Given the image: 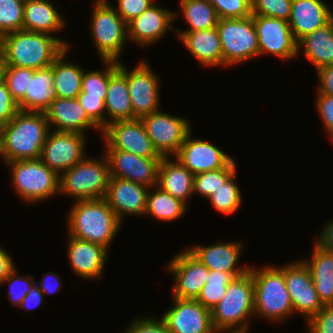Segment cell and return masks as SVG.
<instances>
[{"label":"cell","mask_w":333,"mask_h":333,"mask_svg":"<svg viewBox=\"0 0 333 333\" xmlns=\"http://www.w3.org/2000/svg\"><path fill=\"white\" fill-rule=\"evenodd\" d=\"M71 45L47 33L18 30L0 38L2 65L42 69Z\"/></svg>","instance_id":"cell-1"},{"label":"cell","mask_w":333,"mask_h":333,"mask_svg":"<svg viewBox=\"0 0 333 333\" xmlns=\"http://www.w3.org/2000/svg\"><path fill=\"white\" fill-rule=\"evenodd\" d=\"M50 128L45 112L19 110L1 128L5 163L40 159Z\"/></svg>","instance_id":"cell-2"},{"label":"cell","mask_w":333,"mask_h":333,"mask_svg":"<svg viewBox=\"0 0 333 333\" xmlns=\"http://www.w3.org/2000/svg\"><path fill=\"white\" fill-rule=\"evenodd\" d=\"M73 202L67 220L69 235L109 249L121 221L108 202L104 198Z\"/></svg>","instance_id":"cell-3"},{"label":"cell","mask_w":333,"mask_h":333,"mask_svg":"<svg viewBox=\"0 0 333 333\" xmlns=\"http://www.w3.org/2000/svg\"><path fill=\"white\" fill-rule=\"evenodd\" d=\"M254 284L250 271L235 277L225 296L211 311L217 333H247L249 317L254 313Z\"/></svg>","instance_id":"cell-4"},{"label":"cell","mask_w":333,"mask_h":333,"mask_svg":"<svg viewBox=\"0 0 333 333\" xmlns=\"http://www.w3.org/2000/svg\"><path fill=\"white\" fill-rule=\"evenodd\" d=\"M254 284V313L269 321H282L294 313L285 285V265L250 267Z\"/></svg>","instance_id":"cell-5"},{"label":"cell","mask_w":333,"mask_h":333,"mask_svg":"<svg viewBox=\"0 0 333 333\" xmlns=\"http://www.w3.org/2000/svg\"><path fill=\"white\" fill-rule=\"evenodd\" d=\"M103 159L85 157L60 175L59 193L78 200L102 199L110 180V165L105 153Z\"/></svg>","instance_id":"cell-6"},{"label":"cell","mask_w":333,"mask_h":333,"mask_svg":"<svg viewBox=\"0 0 333 333\" xmlns=\"http://www.w3.org/2000/svg\"><path fill=\"white\" fill-rule=\"evenodd\" d=\"M13 188L25 202H39L59 192L60 176L40 159L7 162Z\"/></svg>","instance_id":"cell-7"},{"label":"cell","mask_w":333,"mask_h":333,"mask_svg":"<svg viewBox=\"0 0 333 333\" xmlns=\"http://www.w3.org/2000/svg\"><path fill=\"white\" fill-rule=\"evenodd\" d=\"M93 43L102 61L119 62L128 40L127 23L107 0L95 1L91 19Z\"/></svg>","instance_id":"cell-8"},{"label":"cell","mask_w":333,"mask_h":333,"mask_svg":"<svg viewBox=\"0 0 333 333\" xmlns=\"http://www.w3.org/2000/svg\"><path fill=\"white\" fill-rule=\"evenodd\" d=\"M217 31L223 52V66H232L259 56L252 15L238 19H219Z\"/></svg>","instance_id":"cell-9"},{"label":"cell","mask_w":333,"mask_h":333,"mask_svg":"<svg viewBox=\"0 0 333 333\" xmlns=\"http://www.w3.org/2000/svg\"><path fill=\"white\" fill-rule=\"evenodd\" d=\"M155 149L162 157L176 155L191 132L189 120L161 111L141 118Z\"/></svg>","instance_id":"cell-10"},{"label":"cell","mask_w":333,"mask_h":333,"mask_svg":"<svg viewBox=\"0 0 333 333\" xmlns=\"http://www.w3.org/2000/svg\"><path fill=\"white\" fill-rule=\"evenodd\" d=\"M118 69L127 79L134 120L160 110L159 78L149 64L143 60L133 70L128 71L122 63L118 62Z\"/></svg>","instance_id":"cell-11"},{"label":"cell","mask_w":333,"mask_h":333,"mask_svg":"<svg viewBox=\"0 0 333 333\" xmlns=\"http://www.w3.org/2000/svg\"><path fill=\"white\" fill-rule=\"evenodd\" d=\"M106 150H122L146 158H162L141 119L115 121L101 131Z\"/></svg>","instance_id":"cell-12"},{"label":"cell","mask_w":333,"mask_h":333,"mask_svg":"<svg viewBox=\"0 0 333 333\" xmlns=\"http://www.w3.org/2000/svg\"><path fill=\"white\" fill-rule=\"evenodd\" d=\"M85 134L50 131L42 147L40 160L59 176L85 156Z\"/></svg>","instance_id":"cell-13"},{"label":"cell","mask_w":333,"mask_h":333,"mask_svg":"<svg viewBox=\"0 0 333 333\" xmlns=\"http://www.w3.org/2000/svg\"><path fill=\"white\" fill-rule=\"evenodd\" d=\"M252 16L258 37L259 56L268 52L288 61L298 55V42L288 21L258 14Z\"/></svg>","instance_id":"cell-14"},{"label":"cell","mask_w":333,"mask_h":333,"mask_svg":"<svg viewBox=\"0 0 333 333\" xmlns=\"http://www.w3.org/2000/svg\"><path fill=\"white\" fill-rule=\"evenodd\" d=\"M285 285L294 312L303 314L306 321L324 307L314 287L310 270L302 259L285 265Z\"/></svg>","instance_id":"cell-15"},{"label":"cell","mask_w":333,"mask_h":333,"mask_svg":"<svg viewBox=\"0 0 333 333\" xmlns=\"http://www.w3.org/2000/svg\"><path fill=\"white\" fill-rule=\"evenodd\" d=\"M110 165V177H117L148 187L158 183V170L162 158H146L122 150L104 151Z\"/></svg>","instance_id":"cell-16"},{"label":"cell","mask_w":333,"mask_h":333,"mask_svg":"<svg viewBox=\"0 0 333 333\" xmlns=\"http://www.w3.org/2000/svg\"><path fill=\"white\" fill-rule=\"evenodd\" d=\"M174 304L163 314L172 333H217L213 327L211 310L196 299L173 298Z\"/></svg>","instance_id":"cell-17"},{"label":"cell","mask_w":333,"mask_h":333,"mask_svg":"<svg viewBox=\"0 0 333 333\" xmlns=\"http://www.w3.org/2000/svg\"><path fill=\"white\" fill-rule=\"evenodd\" d=\"M167 267L175 277L173 297L196 299L207 282L209 269L186 249L175 255Z\"/></svg>","instance_id":"cell-18"},{"label":"cell","mask_w":333,"mask_h":333,"mask_svg":"<svg viewBox=\"0 0 333 333\" xmlns=\"http://www.w3.org/2000/svg\"><path fill=\"white\" fill-rule=\"evenodd\" d=\"M187 135L175 158L194 175L225 168L233 158L217 146L205 140L192 139Z\"/></svg>","instance_id":"cell-19"},{"label":"cell","mask_w":333,"mask_h":333,"mask_svg":"<svg viewBox=\"0 0 333 333\" xmlns=\"http://www.w3.org/2000/svg\"><path fill=\"white\" fill-rule=\"evenodd\" d=\"M149 188L129 180L110 177L104 199L122 222L125 214L144 215Z\"/></svg>","instance_id":"cell-20"},{"label":"cell","mask_w":333,"mask_h":333,"mask_svg":"<svg viewBox=\"0 0 333 333\" xmlns=\"http://www.w3.org/2000/svg\"><path fill=\"white\" fill-rule=\"evenodd\" d=\"M177 16L176 12L168 11L154 3L127 24L128 39L140 46L153 44L169 29L175 30L171 24Z\"/></svg>","instance_id":"cell-21"},{"label":"cell","mask_w":333,"mask_h":333,"mask_svg":"<svg viewBox=\"0 0 333 333\" xmlns=\"http://www.w3.org/2000/svg\"><path fill=\"white\" fill-rule=\"evenodd\" d=\"M67 257L74 273L84 279H97L103 275L108 249L104 246L68 237Z\"/></svg>","instance_id":"cell-22"},{"label":"cell","mask_w":333,"mask_h":333,"mask_svg":"<svg viewBox=\"0 0 333 333\" xmlns=\"http://www.w3.org/2000/svg\"><path fill=\"white\" fill-rule=\"evenodd\" d=\"M49 126H55L59 132L84 134L89 128L102 131L86 114L77 98H55L45 111Z\"/></svg>","instance_id":"cell-23"},{"label":"cell","mask_w":333,"mask_h":333,"mask_svg":"<svg viewBox=\"0 0 333 333\" xmlns=\"http://www.w3.org/2000/svg\"><path fill=\"white\" fill-rule=\"evenodd\" d=\"M333 19V12L322 0H293L288 20L295 40L322 28Z\"/></svg>","instance_id":"cell-24"},{"label":"cell","mask_w":333,"mask_h":333,"mask_svg":"<svg viewBox=\"0 0 333 333\" xmlns=\"http://www.w3.org/2000/svg\"><path fill=\"white\" fill-rule=\"evenodd\" d=\"M241 242L216 243L210 246L197 245L187 250L204 264L209 270L223 271L229 273H246L249 266L239 267L241 250L243 247Z\"/></svg>","instance_id":"cell-25"},{"label":"cell","mask_w":333,"mask_h":333,"mask_svg":"<svg viewBox=\"0 0 333 333\" xmlns=\"http://www.w3.org/2000/svg\"><path fill=\"white\" fill-rule=\"evenodd\" d=\"M105 112L106 125L115 121L134 120L126 76L118 69V62L111 60H109V85L105 99Z\"/></svg>","instance_id":"cell-26"},{"label":"cell","mask_w":333,"mask_h":333,"mask_svg":"<svg viewBox=\"0 0 333 333\" xmlns=\"http://www.w3.org/2000/svg\"><path fill=\"white\" fill-rule=\"evenodd\" d=\"M187 50L202 66L223 65V52L217 27L194 32H176Z\"/></svg>","instance_id":"cell-27"},{"label":"cell","mask_w":333,"mask_h":333,"mask_svg":"<svg viewBox=\"0 0 333 333\" xmlns=\"http://www.w3.org/2000/svg\"><path fill=\"white\" fill-rule=\"evenodd\" d=\"M55 98L57 95L53 85V68L49 66L34 70L33 77H29L28 89L18 107L20 111L45 112Z\"/></svg>","instance_id":"cell-28"},{"label":"cell","mask_w":333,"mask_h":333,"mask_svg":"<svg viewBox=\"0 0 333 333\" xmlns=\"http://www.w3.org/2000/svg\"><path fill=\"white\" fill-rule=\"evenodd\" d=\"M174 160L175 162L169 157H162L157 186L187 204L188 198L193 194L194 174L185 168L177 158Z\"/></svg>","instance_id":"cell-29"},{"label":"cell","mask_w":333,"mask_h":333,"mask_svg":"<svg viewBox=\"0 0 333 333\" xmlns=\"http://www.w3.org/2000/svg\"><path fill=\"white\" fill-rule=\"evenodd\" d=\"M303 261L310 270L322 304L333 305V252L323 249L315 242L311 260Z\"/></svg>","instance_id":"cell-30"},{"label":"cell","mask_w":333,"mask_h":333,"mask_svg":"<svg viewBox=\"0 0 333 333\" xmlns=\"http://www.w3.org/2000/svg\"><path fill=\"white\" fill-rule=\"evenodd\" d=\"M63 17L49 0H30L25 2L23 30L52 35L64 28Z\"/></svg>","instance_id":"cell-31"},{"label":"cell","mask_w":333,"mask_h":333,"mask_svg":"<svg viewBox=\"0 0 333 333\" xmlns=\"http://www.w3.org/2000/svg\"><path fill=\"white\" fill-rule=\"evenodd\" d=\"M298 53L304 51L306 59L317 69L333 64V19L297 43Z\"/></svg>","instance_id":"cell-32"},{"label":"cell","mask_w":333,"mask_h":333,"mask_svg":"<svg viewBox=\"0 0 333 333\" xmlns=\"http://www.w3.org/2000/svg\"><path fill=\"white\" fill-rule=\"evenodd\" d=\"M70 47H67L54 61L53 85L59 98L74 99L81 93L84 69L64 60Z\"/></svg>","instance_id":"cell-33"},{"label":"cell","mask_w":333,"mask_h":333,"mask_svg":"<svg viewBox=\"0 0 333 333\" xmlns=\"http://www.w3.org/2000/svg\"><path fill=\"white\" fill-rule=\"evenodd\" d=\"M155 190L153 192L152 189ZM151 189V190H150ZM187 204L182 200L173 197L159 186L149 188L145 214L154 216L160 221H175L187 210Z\"/></svg>","instance_id":"cell-34"},{"label":"cell","mask_w":333,"mask_h":333,"mask_svg":"<svg viewBox=\"0 0 333 333\" xmlns=\"http://www.w3.org/2000/svg\"><path fill=\"white\" fill-rule=\"evenodd\" d=\"M180 11L187 21L188 29L175 32H194L217 27L219 16L209 2L203 0H180Z\"/></svg>","instance_id":"cell-35"},{"label":"cell","mask_w":333,"mask_h":333,"mask_svg":"<svg viewBox=\"0 0 333 333\" xmlns=\"http://www.w3.org/2000/svg\"><path fill=\"white\" fill-rule=\"evenodd\" d=\"M245 273H229L223 271L209 270L206 284L202 287L196 300L208 310L214 307L225 296L227 286L235 279Z\"/></svg>","instance_id":"cell-36"},{"label":"cell","mask_w":333,"mask_h":333,"mask_svg":"<svg viewBox=\"0 0 333 333\" xmlns=\"http://www.w3.org/2000/svg\"><path fill=\"white\" fill-rule=\"evenodd\" d=\"M236 170V162L233 159L225 168L194 175L193 193L208 199Z\"/></svg>","instance_id":"cell-37"},{"label":"cell","mask_w":333,"mask_h":333,"mask_svg":"<svg viewBox=\"0 0 333 333\" xmlns=\"http://www.w3.org/2000/svg\"><path fill=\"white\" fill-rule=\"evenodd\" d=\"M234 172L221 187L208 197L213 207L222 214L236 212L242 203L239 187L234 182Z\"/></svg>","instance_id":"cell-38"},{"label":"cell","mask_w":333,"mask_h":333,"mask_svg":"<svg viewBox=\"0 0 333 333\" xmlns=\"http://www.w3.org/2000/svg\"><path fill=\"white\" fill-rule=\"evenodd\" d=\"M24 6L22 0H0V38L23 30Z\"/></svg>","instance_id":"cell-39"},{"label":"cell","mask_w":333,"mask_h":333,"mask_svg":"<svg viewBox=\"0 0 333 333\" xmlns=\"http://www.w3.org/2000/svg\"><path fill=\"white\" fill-rule=\"evenodd\" d=\"M33 74L34 69L2 65L1 77L17 103L24 98L29 85V77H33Z\"/></svg>","instance_id":"cell-40"},{"label":"cell","mask_w":333,"mask_h":333,"mask_svg":"<svg viewBox=\"0 0 333 333\" xmlns=\"http://www.w3.org/2000/svg\"><path fill=\"white\" fill-rule=\"evenodd\" d=\"M104 62L107 67L103 72L99 70L86 72L84 70L81 93L100 97L105 102L109 85V60H104Z\"/></svg>","instance_id":"cell-41"},{"label":"cell","mask_w":333,"mask_h":333,"mask_svg":"<svg viewBox=\"0 0 333 333\" xmlns=\"http://www.w3.org/2000/svg\"><path fill=\"white\" fill-rule=\"evenodd\" d=\"M293 0H251L252 14L288 21Z\"/></svg>","instance_id":"cell-42"},{"label":"cell","mask_w":333,"mask_h":333,"mask_svg":"<svg viewBox=\"0 0 333 333\" xmlns=\"http://www.w3.org/2000/svg\"><path fill=\"white\" fill-rule=\"evenodd\" d=\"M211 5L220 19H238L252 15L251 0H213Z\"/></svg>","instance_id":"cell-43"},{"label":"cell","mask_w":333,"mask_h":333,"mask_svg":"<svg viewBox=\"0 0 333 333\" xmlns=\"http://www.w3.org/2000/svg\"><path fill=\"white\" fill-rule=\"evenodd\" d=\"M16 268L2 281V284L8 282V297L13 305L18 307L21 306V303L24 297L28 294L31 286L35 283L34 277L30 275L28 276H18L16 272Z\"/></svg>","instance_id":"cell-44"},{"label":"cell","mask_w":333,"mask_h":333,"mask_svg":"<svg viewBox=\"0 0 333 333\" xmlns=\"http://www.w3.org/2000/svg\"><path fill=\"white\" fill-rule=\"evenodd\" d=\"M77 99L88 117L102 130L106 126L105 102L100 97L87 96V93H80Z\"/></svg>","instance_id":"cell-45"},{"label":"cell","mask_w":333,"mask_h":333,"mask_svg":"<svg viewBox=\"0 0 333 333\" xmlns=\"http://www.w3.org/2000/svg\"><path fill=\"white\" fill-rule=\"evenodd\" d=\"M19 111L18 103L13 99L5 81L0 78V128L7 125Z\"/></svg>","instance_id":"cell-46"},{"label":"cell","mask_w":333,"mask_h":333,"mask_svg":"<svg viewBox=\"0 0 333 333\" xmlns=\"http://www.w3.org/2000/svg\"><path fill=\"white\" fill-rule=\"evenodd\" d=\"M307 323L309 333H333V305L324 306Z\"/></svg>","instance_id":"cell-47"},{"label":"cell","mask_w":333,"mask_h":333,"mask_svg":"<svg viewBox=\"0 0 333 333\" xmlns=\"http://www.w3.org/2000/svg\"><path fill=\"white\" fill-rule=\"evenodd\" d=\"M154 0H118L116 12L128 24L154 4Z\"/></svg>","instance_id":"cell-48"},{"label":"cell","mask_w":333,"mask_h":333,"mask_svg":"<svg viewBox=\"0 0 333 333\" xmlns=\"http://www.w3.org/2000/svg\"><path fill=\"white\" fill-rule=\"evenodd\" d=\"M126 333H172L165 321L150 317L136 318L134 322L126 328Z\"/></svg>","instance_id":"cell-49"},{"label":"cell","mask_w":333,"mask_h":333,"mask_svg":"<svg viewBox=\"0 0 333 333\" xmlns=\"http://www.w3.org/2000/svg\"><path fill=\"white\" fill-rule=\"evenodd\" d=\"M316 97V110L321 117L324 128L333 140V97L319 93Z\"/></svg>","instance_id":"cell-50"},{"label":"cell","mask_w":333,"mask_h":333,"mask_svg":"<svg viewBox=\"0 0 333 333\" xmlns=\"http://www.w3.org/2000/svg\"><path fill=\"white\" fill-rule=\"evenodd\" d=\"M320 86L318 93L333 97V64L317 69Z\"/></svg>","instance_id":"cell-51"},{"label":"cell","mask_w":333,"mask_h":333,"mask_svg":"<svg viewBox=\"0 0 333 333\" xmlns=\"http://www.w3.org/2000/svg\"><path fill=\"white\" fill-rule=\"evenodd\" d=\"M43 296V292L39 289L37 283L35 282L31 286L28 294L24 297L20 307L27 310L36 308L42 304Z\"/></svg>","instance_id":"cell-52"},{"label":"cell","mask_w":333,"mask_h":333,"mask_svg":"<svg viewBox=\"0 0 333 333\" xmlns=\"http://www.w3.org/2000/svg\"><path fill=\"white\" fill-rule=\"evenodd\" d=\"M316 243L327 251L333 252V219L326 223Z\"/></svg>","instance_id":"cell-53"},{"label":"cell","mask_w":333,"mask_h":333,"mask_svg":"<svg viewBox=\"0 0 333 333\" xmlns=\"http://www.w3.org/2000/svg\"><path fill=\"white\" fill-rule=\"evenodd\" d=\"M10 254L0 247V284L15 269Z\"/></svg>","instance_id":"cell-54"},{"label":"cell","mask_w":333,"mask_h":333,"mask_svg":"<svg viewBox=\"0 0 333 333\" xmlns=\"http://www.w3.org/2000/svg\"><path fill=\"white\" fill-rule=\"evenodd\" d=\"M56 279L58 281L59 277L58 274H54L50 272V274L45 275L42 280H40L39 283V289L43 292V294H53L58 293L60 291V287L62 286L61 282H55V284H52L49 279L52 278ZM55 277V278H54ZM52 281V280H51ZM50 282V283H49Z\"/></svg>","instance_id":"cell-55"},{"label":"cell","mask_w":333,"mask_h":333,"mask_svg":"<svg viewBox=\"0 0 333 333\" xmlns=\"http://www.w3.org/2000/svg\"><path fill=\"white\" fill-rule=\"evenodd\" d=\"M0 157H2L5 160L4 151H3V135L1 128H0Z\"/></svg>","instance_id":"cell-56"},{"label":"cell","mask_w":333,"mask_h":333,"mask_svg":"<svg viewBox=\"0 0 333 333\" xmlns=\"http://www.w3.org/2000/svg\"><path fill=\"white\" fill-rule=\"evenodd\" d=\"M1 69H2V59H1V55H0V78H1Z\"/></svg>","instance_id":"cell-57"},{"label":"cell","mask_w":333,"mask_h":333,"mask_svg":"<svg viewBox=\"0 0 333 333\" xmlns=\"http://www.w3.org/2000/svg\"><path fill=\"white\" fill-rule=\"evenodd\" d=\"M203 1L211 3L213 0H203Z\"/></svg>","instance_id":"cell-58"}]
</instances>
